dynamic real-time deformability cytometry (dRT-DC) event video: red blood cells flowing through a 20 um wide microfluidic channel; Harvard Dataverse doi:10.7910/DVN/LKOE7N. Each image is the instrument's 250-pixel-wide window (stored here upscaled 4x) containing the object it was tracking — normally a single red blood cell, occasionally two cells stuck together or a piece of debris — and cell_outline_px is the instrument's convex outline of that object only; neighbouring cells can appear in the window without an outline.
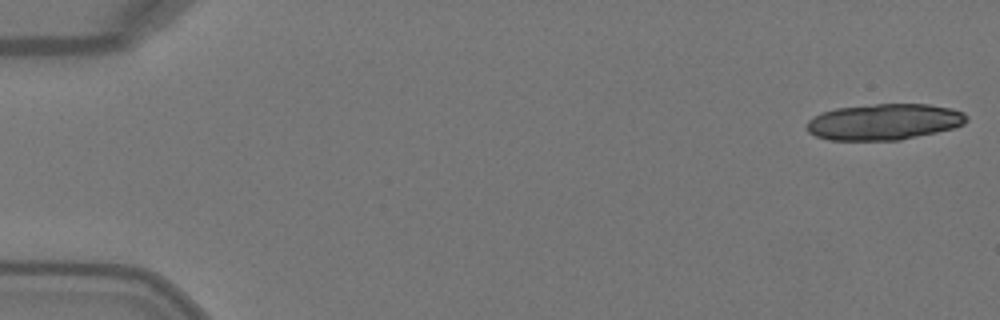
{"species": "Egyptian fruit bat (a non-hibernating species)", "species_latin": "Rousettus aegyptiacus", "temperature_condition": "warm", "stored_images_in_passage": 17, "camera_frame_rate_fps": 3000, "um_per_image_px": 0.085, "animal": {"sex": "female"}, "frame": {"image": 1, "passage_image": 1, "time_ms": 0.0, "image_size_px": [1000, 320], "cell_outline_px": [[968, 120], [964, 124], [952, 128], [936, 132], [900, 140], [828, 140], [816, 136], [808, 132], [808, 120], [824, 112], [836, 108], [876, 104], [928, 104], [952, 108], [964, 112], [968, 116]], "centroid_in_image_um": [75.19, 10.35], "position_along_channel_um": 9.8, "area_um2": 33.52}}